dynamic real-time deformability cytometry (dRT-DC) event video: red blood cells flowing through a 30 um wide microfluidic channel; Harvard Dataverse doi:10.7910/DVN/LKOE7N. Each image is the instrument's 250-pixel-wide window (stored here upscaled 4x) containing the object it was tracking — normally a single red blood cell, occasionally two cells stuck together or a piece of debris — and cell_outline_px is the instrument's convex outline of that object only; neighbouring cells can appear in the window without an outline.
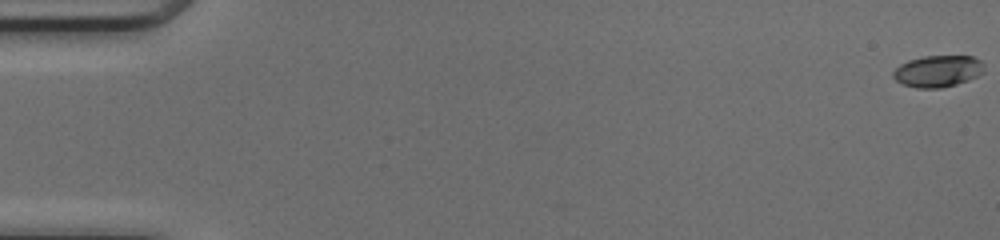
{"species": "common noctule bat (a hibernating species)", "species_latin": "Nyctalus noctula", "temperature_condition": "cold", "stored_images_in_passage": 51, "camera_frame_rate_fps": 3000, "um_per_image_px": 0.085, "animal": {"sex": "female", "body_mass_g": 17.0, "forearm_length_mm": 48.0}, "frame": {"image": 1, "passage_image": 1, "time_ms": 0.0, "image_size_px": [1000, 240], "cell_outline_px": [[984, 72], [968, 80], [956, 84], [940, 88], [916, 88], [904, 84], [896, 80], [892, 76], [892, 72], [900, 64], [908, 60], [924, 56], [972, 56], [980, 60], [984, 64]], "centroid_in_image_um": [79.71, 6.04], "position_along_channel_um": 5.3, "area_um2": 16.76}}
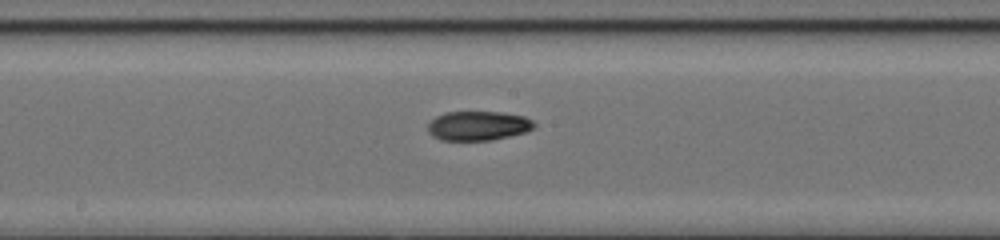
{"frame": {"image": 2, "passage_image": 28, "time_ms": 9.0, "image_size_px": [1000, 240], "cell_outline_px": [[536, 124], [532, 128], [524, 132], [492, 140], [440, 140], [432, 136], [428, 132], [428, 124], [436, 116], [444, 112], [500, 112], [524, 116], [532, 120]], "centroid_in_image_um": [40.61, 10.69], "position_along_channel_um": 207.6, "area_um2": 18.09}}
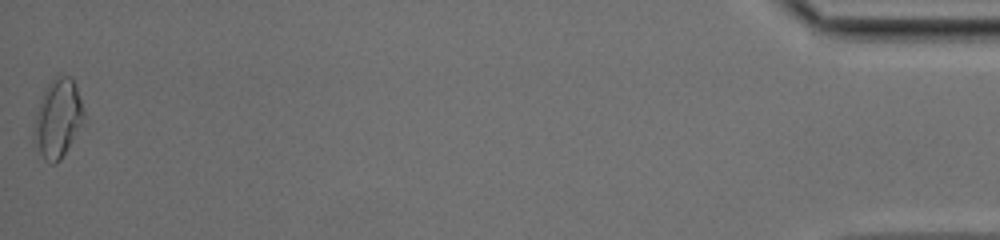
{"frame": {"image": 3, "passage_image": 51, "time_ms": 16.667, "image_size_px": [1000, 240], "cell_outline_px": [[84, 116], [60, 160], [56, 164], [52, 164], [44, 160], [36, 148], [36, 116], [40, 100], [48, 84], [60, 72], [72, 76], [84, 112]], "centroid_in_image_um": [4.91, 10.01], "position_along_channel_um": 430.3, "area_um2": 21.85}, "authors_computed_cell_mechanics": {"area_um2": 18.1492, "velocity_mm_per_s": 4.1954, "shape_relaxation_time_tau1_ms": null, "shape_relaxation_time_tau2_ms": 2.8628, "deformation_change_tau1": null, "deformation_change_tau2": 0.0817}}